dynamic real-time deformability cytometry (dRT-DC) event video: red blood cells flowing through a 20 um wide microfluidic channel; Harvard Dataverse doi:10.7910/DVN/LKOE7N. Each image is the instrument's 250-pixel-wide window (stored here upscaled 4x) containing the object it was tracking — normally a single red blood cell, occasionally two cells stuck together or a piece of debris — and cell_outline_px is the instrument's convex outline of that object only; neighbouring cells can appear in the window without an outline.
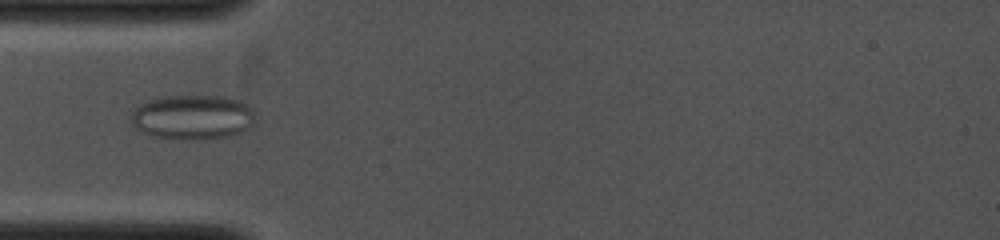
{"species": "common noctule bat (a hibernating species)", "species_latin": "Nyctalus noctula", "temperature_condition": "cold", "stored_images_in_passage": 12, "camera_frame_rate_fps": 4000, "um_per_image_px": 0.085, "animal": {"sex": "female", "body_mass_g": 19.0, "forearm_length_mm": 53.3}, "frame": {"image": 1, "passage_image": 9, "time_ms": 4.0, "image_size_px": [1000, 240], "cell_outline_px": [[252, 124], [240, 132], [228, 136], [180, 140], [152, 136], [136, 128], [132, 124], [132, 112], [140, 104], [148, 100], [168, 96], [224, 96], [240, 100], [248, 104], [252, 108]], "centroid_in_image_um": [16.35, 9.95], "position_along_channel_um": 68.7, "area_um2": 31.96}}